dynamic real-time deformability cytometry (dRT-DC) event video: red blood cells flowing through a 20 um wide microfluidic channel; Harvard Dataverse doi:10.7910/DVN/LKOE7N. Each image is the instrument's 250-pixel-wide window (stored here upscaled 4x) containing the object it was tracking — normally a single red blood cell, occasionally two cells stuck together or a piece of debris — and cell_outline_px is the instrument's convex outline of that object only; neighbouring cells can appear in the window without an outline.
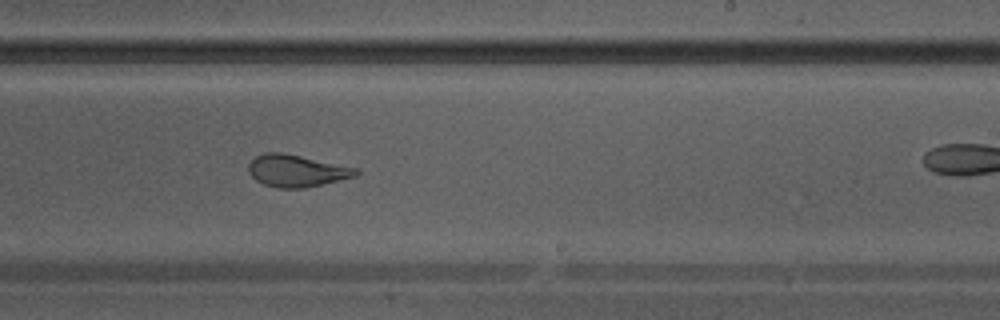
{"species": "Egyptian fruit bat (a non-hibernating species)", "species_latin": "Rousettus aegyptiacus", "temperature_condition": "warm", "stored_images_in_passage": 34, "camera_frame_rate_fps": 3000, "um_per_image_px": 0.085, "animal": {"sex": "male"}, "frame": {"image": 1, "passage_image": 25, "time_ms": 8.0, "image_size_px": [1000, 320], "cell_outline_px": [[360, 172], [356, 176], [304, 188], [280, 188], [264, 184], [256, 180], [248, 172], [248, 164], [256, 156], [264, 152], [280, 152], [360, 168]], "centroid_in_image_um": [25.22, 14.51], "position_along_channel_um": 263.8, "area_um2": 20.0}}